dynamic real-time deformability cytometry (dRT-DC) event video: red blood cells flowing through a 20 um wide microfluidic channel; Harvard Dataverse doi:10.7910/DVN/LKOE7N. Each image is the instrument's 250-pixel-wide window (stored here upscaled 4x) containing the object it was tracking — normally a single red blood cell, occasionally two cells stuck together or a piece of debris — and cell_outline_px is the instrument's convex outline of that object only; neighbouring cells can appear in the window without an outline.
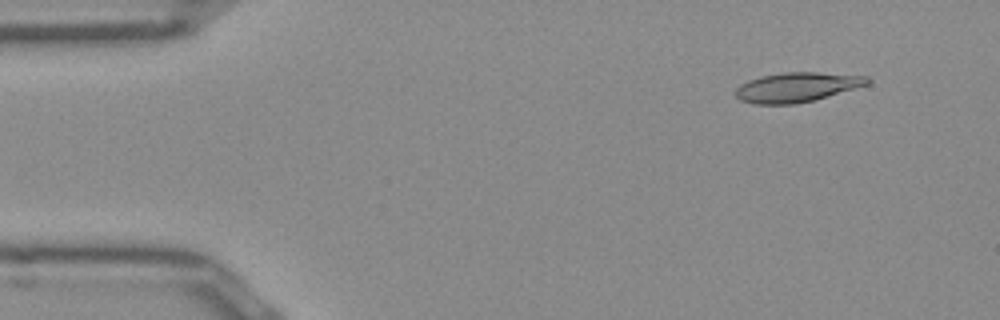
{"species": "Egyptian fruit bat (a non-hibernating species)", "species_latin": "Rousettus aegyptiacus", "temperature_condition": "room temperature", "stored_images_in_passage": 48, "camera_frame_rate_fps": 3000, "um_per_image_px": 0.085, "frame": {"image": 1, "passage_image": 2, "time_ms": 0.333, "image_size_px": [1000, 320], "cell_outline_px": [[872, 80], [868, 84], [812, 100], [796, 104], [756, 104], [740, 100], [736, 96], [736, 88], [740, 84], [748, 80], [760, 76], [780, 72], [816, 72], [868, 76]], "centroid_in_image_um": [67.7, 7.4], "position_along_channel_um": 17.3, "area_um2": 22.6}}
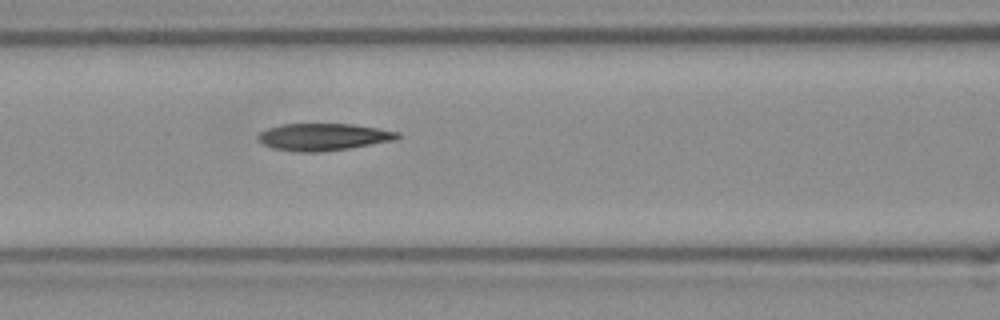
{"frame": {"image": 2, "passage_image": 18, "time_ms": 5.667, "image_size_px": [1000, 320], "cell_outline_px": [[404, 136], [396, 140], [348, 148], [320, 152], [300, 152], [272, 148], [264, 144], [256, 136], [260, 132], [268, 128], [280, 124], [352, 124], [400, 132]], "centroid_in_image_um": [27.51, 11.63], "position_along_channel_um": 139.1, "area_um2": 22.02}}
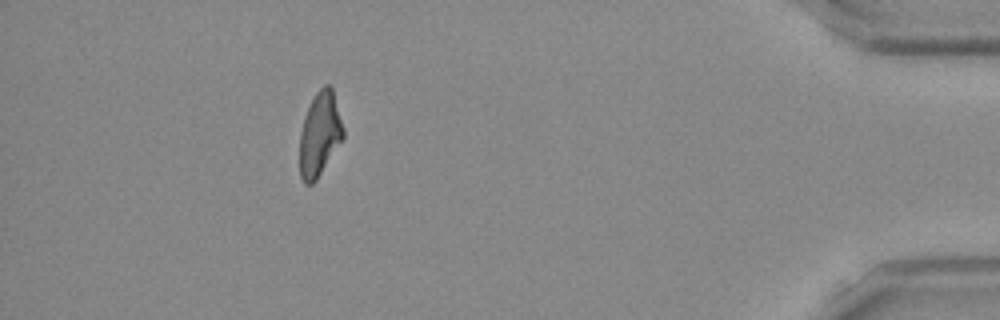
{"frame": {"image": 3, "passage_image": 43, "time_ms": 14.0, "image_size_px": [1000, 320], "cell_outline_px": [[344, 136], [316, 180], [312, 184], [304, 184], [300, 176], [300, 132], [304, 116], [316, 92], [324, 84], [328, 84], [332, 88], [344, 128]], "centroid_in_image_um": [27.17, 11.4], "position_along_channel_um": 408.0, "area_um2": 21.1}, "authors_computed_cell_mechanics": {"area_um2": 22.0796, "velocity_mm_per_s": 3.9369, "shape_relaxation_time_tau1_ms": null, "shape_relaxation_time_tau2_ms": 3.7468, "deformation_change_tau1": null, "deformation_change_tau2": 0.1217}}